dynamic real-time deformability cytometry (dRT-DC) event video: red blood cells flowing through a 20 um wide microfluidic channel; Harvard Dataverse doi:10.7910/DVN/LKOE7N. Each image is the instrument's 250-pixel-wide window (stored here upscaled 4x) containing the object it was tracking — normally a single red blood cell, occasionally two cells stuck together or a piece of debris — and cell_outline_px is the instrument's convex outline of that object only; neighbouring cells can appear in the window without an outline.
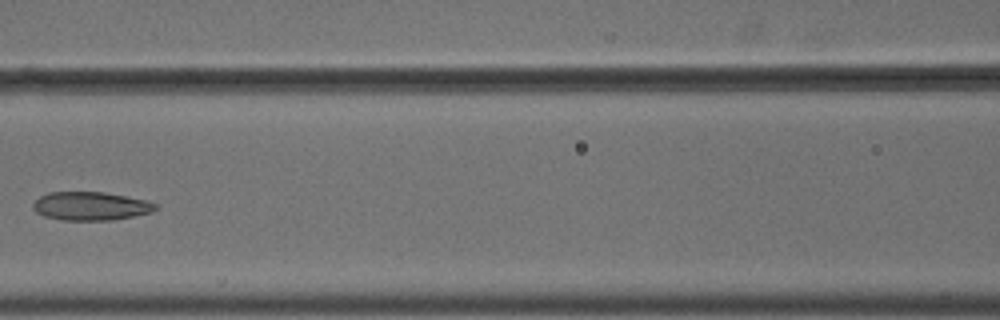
{"species": "common noctule bat (a hibernating species)", "species_latin": "Nyctalus noctula", "temperature_condition": "cold", "stored_images_in_passage": 5, "camera_frame_rate_fps": 3000, "um_per_image_px": 0.085, "animal": {"sex": "male", "body_mass_g": 18.8}, "frame": {"image": 1, "passage_image": 5, "time_ms": 1.333, "image_size_px": [1000, 320], "cell_outline_px": [[160, 208], [152, 212], [136, 216], [112, 220], [60, 220], [44, 216], [36, 212], [32, 208], [32, 204], [40, 196], [48, 192], [104, 192], [148, 200], [156, 204]], "centroid_in_image_um": [7.74, 17.52], "position_along_channel_um": 158.9, "area_um2": 20.58}}